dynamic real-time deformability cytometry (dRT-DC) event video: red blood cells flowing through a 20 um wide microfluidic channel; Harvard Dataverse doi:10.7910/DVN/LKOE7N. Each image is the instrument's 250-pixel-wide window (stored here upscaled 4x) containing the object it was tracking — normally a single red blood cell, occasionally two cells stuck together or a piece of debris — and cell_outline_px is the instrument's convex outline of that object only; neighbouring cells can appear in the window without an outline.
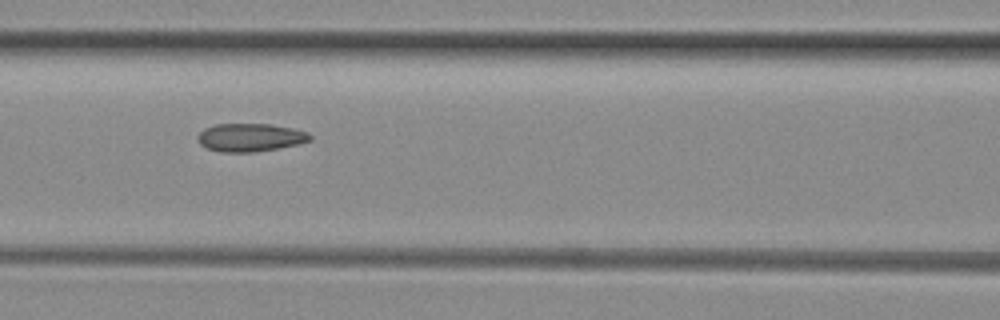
{"species": "common noctule bat (a hibernating species)", "species_latin": "Nyctalus noctula", "temperature_condition": "room temperature", "stored_images_in_passage": 34, "camera_frame_rate_fps": 3000, "um_per_image_px": 0.085, "animal": {"sex": "female", "body_mass_g": 29.2, "forearm_length_mm": 56.3}, "frame": {"image": 1, "passage_image": 6, "time_ms": 1.667, "image_size_px": [1000, 320], "cell_outline_px": [[312, 140], [300, 144], [280, 148], [256, 152], [220, 152], [208, 148], [200, 144], [196, 136], [204, 128], [216, 124], [272, 124], [292, 128], [308, 132], [312, 136]], "centroid_in_image_um": [21.3, 11.69], "position_along_channel_um": 145.3, "area_um2": 18.61}}
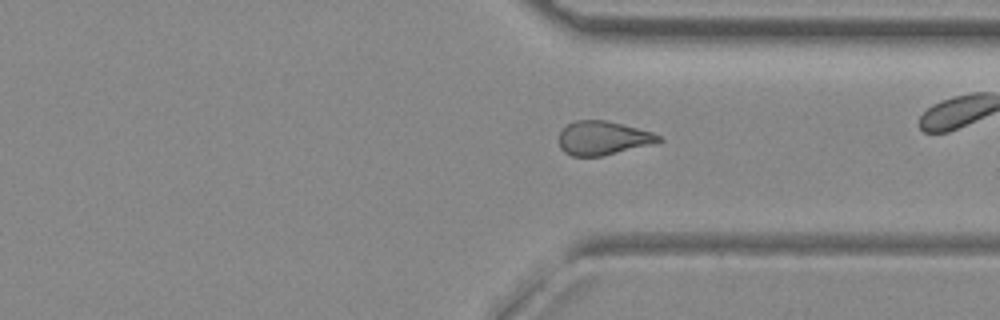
{"frame": {"image": 2, "passage_image": 20, "time_ms": 6.333, "image_size_px": [1000, 320], "cell_outline_px": [[664, 140], [656, 144], [600, 156], [572, 156], [564, 152], [560, 148], [560, 132], [568, 124], [576, 120], [604, 120], [652, 132], [660, 136]], "centroid_in_image_um": [51.28, 11.75], "position_along_channel_um": 360.1, "area_um2": 19.54}}